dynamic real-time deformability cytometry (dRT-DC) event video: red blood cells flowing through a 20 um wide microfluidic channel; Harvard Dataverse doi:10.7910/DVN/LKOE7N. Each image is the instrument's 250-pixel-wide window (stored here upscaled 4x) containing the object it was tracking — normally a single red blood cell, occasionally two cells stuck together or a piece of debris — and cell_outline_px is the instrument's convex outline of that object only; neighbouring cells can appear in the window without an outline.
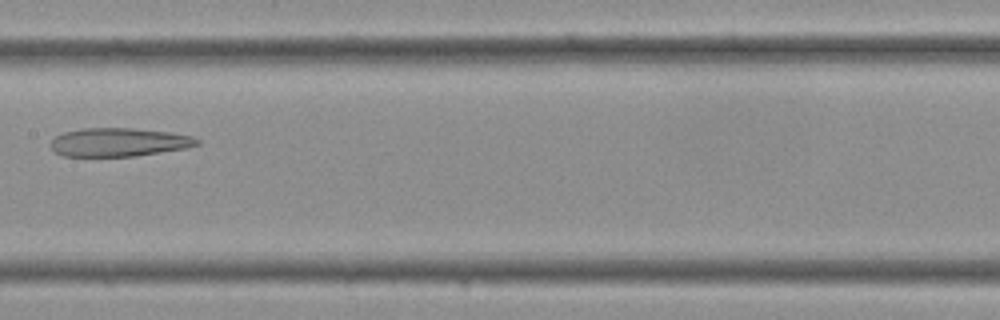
{"species": "Egyptian fruit bat (a non-hibernating species)", "species_latin": "Rousettus aegyptiacus", "temperature_condition": "cold", "stored_images_in_passage": 25, "camera_frame_rate_fps": 3000, "um_per_image_px": 0.085, "frame": {"image": 1, "passage_image": 9, "time_ms": 2.667, "image_size_px": [1000, 320], "cell_outline_px": [[200, 144], [188, 148], [136, 156], [64, 156], [56, 152], [48, 144], [56, 136], [64, 132], [84, 128], [132, 128], [168, 132], [192, 136], [200, 140]], "centroid_in_image_um": [10.12, 12.09], "position_along_channel_um": 197.3, "area_um2": 24.33}}
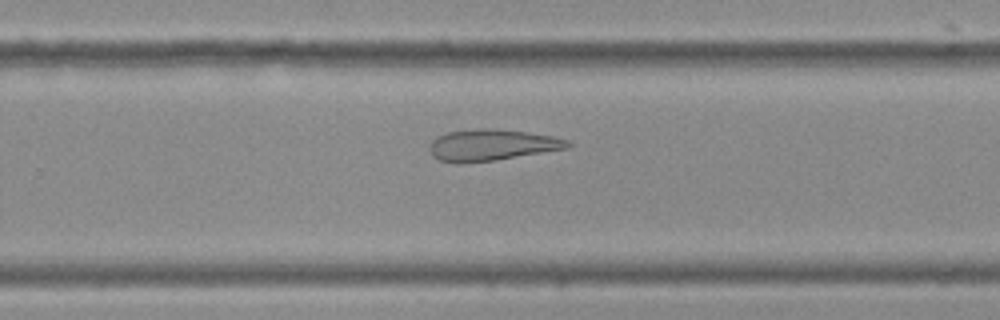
{"frame": {"image": 2, "passage_image": 14, "time_ms": 4.333, "image_size_px": [1000, 320], "cell_outline_px": [[572, 144], [568, 148], [496, 160], [456, 164], [440, 160], [432, 156], [428, 148], [432, 140], [436, 136], [448, 132], [480, 128], [488, 128], [524, 132], [552, 136], [568, 140]], "centroid_in_image_um": [41.75, 12.34], "position_along_channel_um": 288.1, "area_um2": 25.2}}
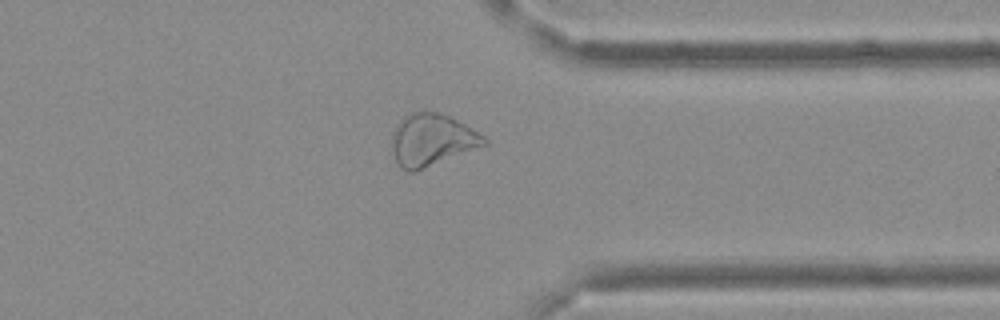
{"frame": {"image": 3, "passage_image": 19, "time_ms": 6.0, "image_size_px": [1000, 320], "cell_outline_px": [[488, 144], [416, 172], [404, 172], [396, 164], [392, 148], [392, 132], [396, 124], [404, 116], [412, 112], [440, 112], [452, 116], [484, 136], [488, 140]], "centroid_in_image_um": [36.69, 11.91], "position_along_channel_um": 374.7, "area_um2": 28.44}}